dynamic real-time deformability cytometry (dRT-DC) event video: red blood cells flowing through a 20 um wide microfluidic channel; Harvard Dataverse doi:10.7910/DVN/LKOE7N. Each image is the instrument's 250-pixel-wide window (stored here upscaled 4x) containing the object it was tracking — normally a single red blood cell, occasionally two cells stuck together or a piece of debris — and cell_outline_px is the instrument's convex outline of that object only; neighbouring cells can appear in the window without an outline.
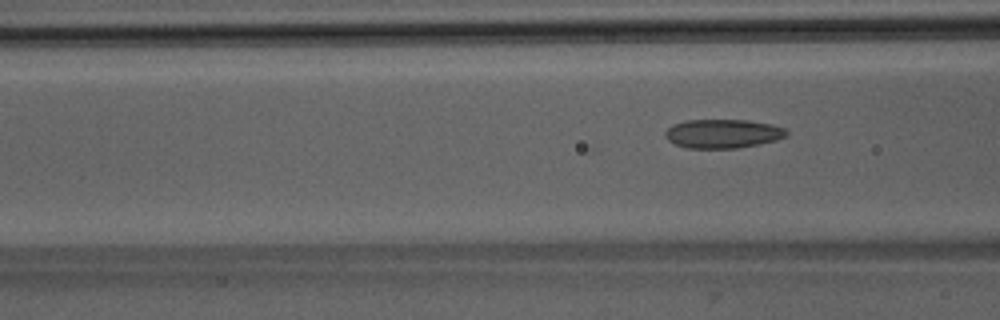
{"species": "Egyptian fruit bat (a non-hibernating species)", "species_latin": "Rousettus aegyptiacus", "temperature_condition": "room temperature", "stored_images_in_passage": 35, "camera_frame_rate_fps": 3000, "um_per_image_px": 0.085, "animal": {"sex": "male"}, "frame": {"image": 1, "passage_image": 9, "time_ms": 2.667, "image_size_px": [1000, 320], "cell_outline_px": [[788, 136], [776, 140], [760, 144], [736, 148], [688, 148], [676, 144], [668, 140], [664, 136], [664, 132], [672, 124], [688, 120], [748, 120], [772, 124], [784, 128], [788, 132]], "centroid_in_image_um": [61.45, 11.36], "position_along_channel_um": 105.2, "area_um2": 20.52}}
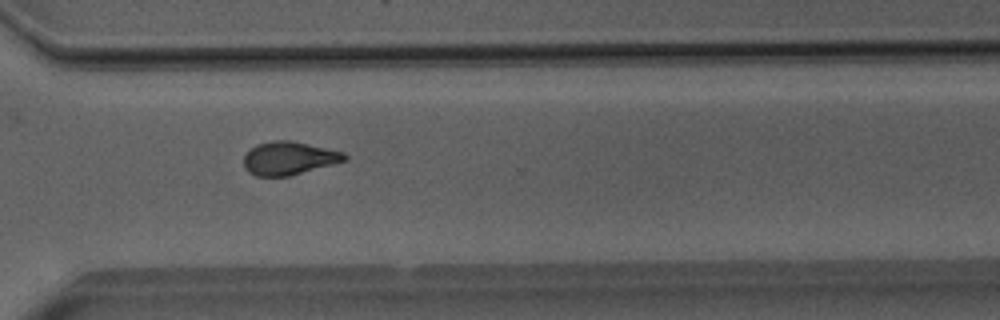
{"frame": {"image": 2, "passage_image": 27, "time_ms": 8.667, "image_size_px": [1000, 320], "cell_outline_px": [[348, 160], [288, 176], [256, 176], [248, 172], [244, 168], [244, 156], [256, 144], [272, 140], [292, 140], [344, 152], [348, 156]], "centroid_in_image_um": [24.56, 13.44], "position_along_channel_um": 346.0, "area_um2": 19.54}}
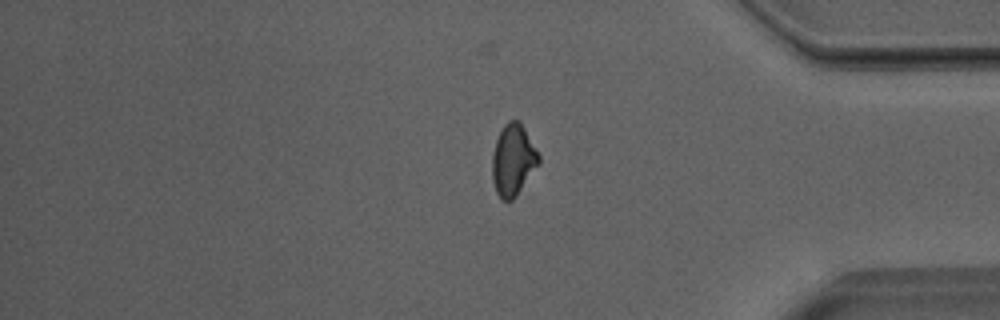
{"frame": {"image": 3, "passage_image": 32, "time_ms": 10.333, "image_size_px": [1000, 320], "cell_outline_px": [[540, 164], [516, 196], [512, 200], [500, 200], [496, 192], [492, 180], [492, 152], [496, 140], [504, 124], [508, 120], [520, 120], [540, 156]], "centroid_in_image_um": [43.61, 13.61], "position_along_channel_um": 391.6, "area_um2": 19.59}}